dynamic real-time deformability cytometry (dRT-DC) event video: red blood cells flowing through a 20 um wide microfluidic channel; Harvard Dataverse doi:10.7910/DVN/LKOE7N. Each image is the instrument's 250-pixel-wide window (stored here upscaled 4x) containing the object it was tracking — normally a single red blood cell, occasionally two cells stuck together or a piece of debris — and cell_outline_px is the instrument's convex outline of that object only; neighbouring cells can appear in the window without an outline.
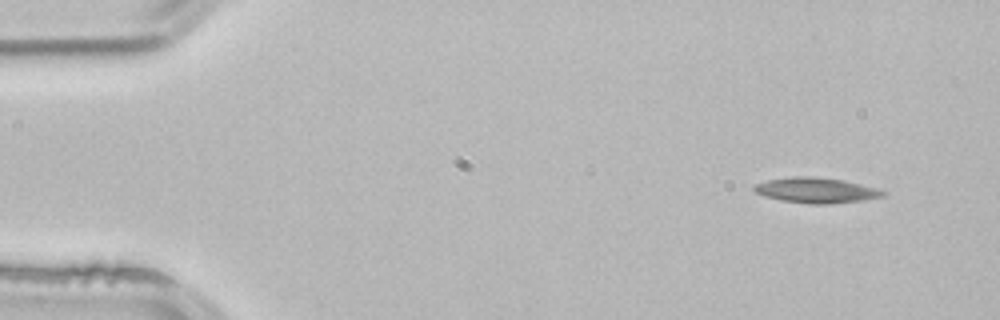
{"species": "common noctule bat (a hibernating species)", "species_latin": "Nyctalus noctula", "temperature_condition": "room temperature", "stored_images_in_passage": 3, "segment_of_instrument_passage": [2, 2], "camera_frame_rate_fps": 3000, "um_per_image_px": 0.085, "animal": {"sex": "male", "body_mass_g": 21.5, "forearm_length_mm": 52.0}, "frame": {"image": 1, "passage_image": 3, "time_ms": 0.667, "image_size_px": [1000, 320], "cell_outline_px": [[884, 196], [864, 200], [828, 204], [808, 204], [780, 200], [764, 196], [756, 192], [752, 188], [752, 184], [768, 180], [796, 176], [808, 176], [844, 180], [876, 188], [884, 192]], "centroid_in_image_um": [69.32, 16.18], "position_along_channel_um": 15.7, "area_um2": 18.96}}